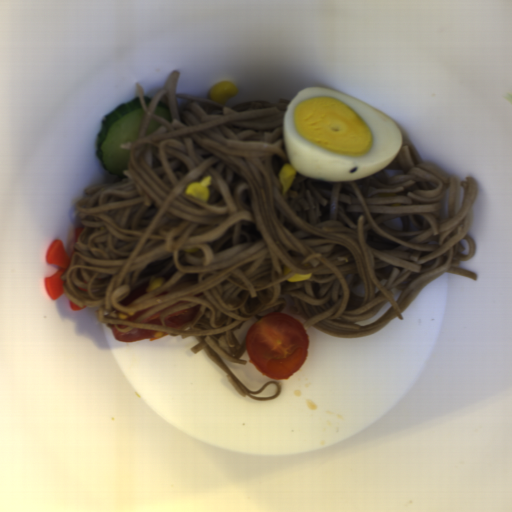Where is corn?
I'll return each instance as SVG.
<instances>
[{"label": "corn", "mask_w": 512, "mask_h": 512, "mask_svg": "<svg viewBox=\"0 0 512 512\" xmlns=\"http://www.w3.org/2000/svg\"><path fill=\"white\" fill-rule=\"evenodd\" d=\"M238 89L233 81L225 80L210 87L208 94L210 101L224 104L237 95Z\"/></svg>", "instance_id": "51d56268"}, {"label": "corn", "mask_w": 512, "mask_h": 512, "mask_svg": "<svg viewBox=\"0 0 512 512\" xmlns=\"http://www.w3.org/2000/svg\"><path fill=\"white\" fill-rule=\"evenodd\" d=\"M211 183V177L201 179L199 182L188 184L186 187V195L196 199L199 202H206L210 197L208 187Z\"/></svg>", "instance_id": "f1292c28"}, {"label": "corn", "mask_w": 512, "mask_h": 512, "mask_svg": "<svg viewBox=\"0 0 512 512\" xmlns=\"http://www.w3.org/2000/svg\"><path fill=\"white\" fill-rule=\"evenodd\" d=\"M296 170L289 164H284L279 172V178L282 183V193L287 199L289 189L294 181Z\"/></svg>", "instance_id": "5cfa1b94"}, {"label": "corn", "mask_w": 512, "mask_h": 512, "mask_svg": "<svg viewBox=\"0 0 512 512\" xmlns=\"http://www.w3.org/2000/svg\"><path fill=\"white\" fill-rule=\"evenodd\" d=\"M168 280H166L165 278H155V277H150V280H149V284L147 285L145 291H147L148 293L149 292H152L160 287H162Z\"/></svg>", "instance_id": "cfcad685"}, {"label": "corn", "mask_w": 512, "mask_h": 512, "mask_svg": "<svg viewBox=\"0 0 512 512\" xmlns=\"http://www.w3.org/2000/svg\"><path fill=\"white\" fill-rule=\"evenodd\" d=\"M311 275H312V273H307V274L294 273V274L288 276L286 280H288L289 282L290 281H303V280H308L311 277Z\"/></svg>", "instance_id": "2b8c4276"}, {"label": "corn", "mask_w": 512, "mask_h": 512, "mask_svg": "<svg viewBox=\"0 0 512 512\" xmlns=\"http://www.w3.org/2000/svg\"><path fill=\"white\" fill-rule=\"evenodd\" d=\"M398 197L397 193H378L377 198Z\"/></svg>", "instance_id": "79e197a2"}, {"label": "corn", "mask_w": 512, "mask_h": 512, "mask_svg": "<svg viewBox=\"0 0 512 512\" xmlns=\"http://www.w3.org/2000/svg\"><path fill=\"white\" fill-rule=\"evenodd\" d=\"M182 250H184L187 253H196L199 249H197L195 247V248H187V249H182Z\"/></svg>", "instance_id": "30e3d8cc"}, {"label": "corn", "mask_w": 512, "mask_h": 512, "mask_svg": "<svg viewBox=\"0 0 512 512\" xmlns=\"http://www.w3.org/2000/svg\"><path fill=\"white\" fill-rule=\"evenodd\" d=\"M127 317H129V316H128V315H126L125 313L118 312V318L128 319Z\"/></svg>", "instance_id": "6a14855c"}, {"label": "corn", "mask_w": 512, "mask_h": 512, "mask_svg": "<svg viewBox=\"0 0 512 512\" xmlns=\"http://www.w3.org/2000/svg\"><path fill=\"white\" fill-rule=\"evenodd\" d=\"M283 272H284V275H285V274H288V273L293 272V271H292V269H290L289 267H287V266L285 265V267H284V269H283Z\"/></svg>", "instance_id": "42891da5"}, {"label": "corn", "mask_w": 512, "mask_h": 512, "mask_svg": "<svg viewBox=\"0 0 512 512\" xmlns=\"http://www.w3.org/2000/svg\"><path fill=\"white\" fill-rule=\"evenodd\" d=\"M403 204H399V203H394L392 205H389V206H394V207H401Z\"/></svg>", "instance_id": "a0e27810"}]
</instances>
